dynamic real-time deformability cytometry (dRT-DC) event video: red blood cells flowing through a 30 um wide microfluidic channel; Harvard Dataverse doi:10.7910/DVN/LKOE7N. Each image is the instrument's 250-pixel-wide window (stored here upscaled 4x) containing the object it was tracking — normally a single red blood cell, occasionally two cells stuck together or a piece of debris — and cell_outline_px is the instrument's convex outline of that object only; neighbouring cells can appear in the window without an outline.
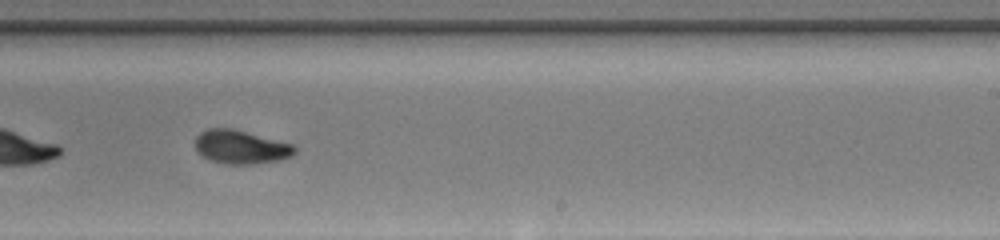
{"species": "common noctule bat (a hibernating species)", "species_latin": "Nyctalus noctula", "temperature_condition": "warm", "stored_images_in_passage": 35, "camera_frame_rate_fps": 3000, "um_per_image_px": 0.085, "animal": {"sex": "female", "body_mass_g": 20.0, "forearm_length_mm": 54.0}, "frame": {"image": 1, "passage_image": 20, "time_ms": 6.333, "image_size_px": [1000, 240], "cell_outline_px": [[296, 152], [292, 156], [280, 160], [252, 164], [228, 164], [208, 160], [196, 152], [196, 136], [200, 132], [208, 128], [232, 128], [296, 144]], "centroid_in_image_um": [20.49, 12.49], "position_along_channel_um": 268.5, "area_um2": 19.83}, "authors_computed_cell_mechanics": {"area_um2": 19.5942, "velocity_mm_per_s": 4.2936, "shape_relaxation_time_tau1_ms": 5.3707, "shape_relaxation_time_tau2_ms": 1.867, "deformation_change_tau1": 0.2059, "deformation_change_tau2": 0.0578}}